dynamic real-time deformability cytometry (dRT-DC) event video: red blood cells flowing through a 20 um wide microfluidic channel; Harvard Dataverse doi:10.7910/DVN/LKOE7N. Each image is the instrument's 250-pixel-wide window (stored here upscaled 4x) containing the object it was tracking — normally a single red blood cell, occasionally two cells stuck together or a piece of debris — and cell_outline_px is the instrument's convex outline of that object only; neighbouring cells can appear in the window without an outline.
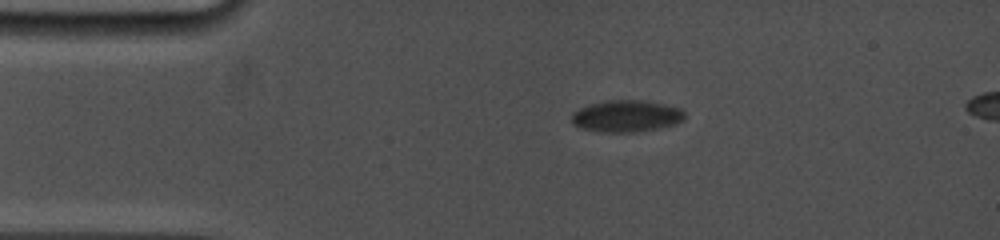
{"species": "common noctule bat (a hibernating species)", "species_latin": "Nyctalus noctula", "temperature_condition": "cold", "stored_images_in_passage": 6, "camera_frame_rate_fps": 5000, "um_per_image_px": 0.085, "animal": {"sex": "female", "body_mass_g": 19.0, "forearm_length_mm": 53.3}, "frame": {"image": 1, "passage_image": 1, "time_ms": 0.0, "image_size_px": [1000, 240], "cell_outline_px": [[684, 120], [676, 124], [636, 132], [604, 132], [580, 128], [572, 124], [572, 112], [588, 104], [604, 100], [644, 100], [664, 104], [680, 108], [684, 112]], "centroid_in_image_um": [53.22, 9.86], "position_along_channel_um": 31.8, "area_um2": 21.04}}
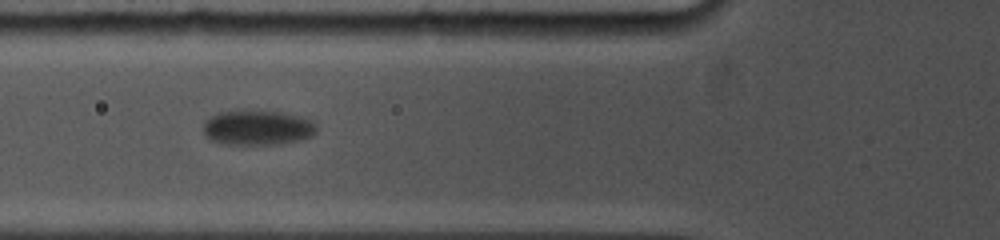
{"frame": {"image": 2, "passage_image": 5, "time_ms": 3.4, "image_size_px": [1000, 240], "cell_outline_px": [[316, 132], [312, 136], [300, 140], [280, 144], [228, 144], [212, 140], [204, 136], [204, 120], [220, 112], [244, 108], [280, 112], [300, 116], [312, 120], [316, 124]], "centroid_in_image_um": [21.89, 10.82], "position_along_channel_um": 103.9, "area_um2": 23.52}}
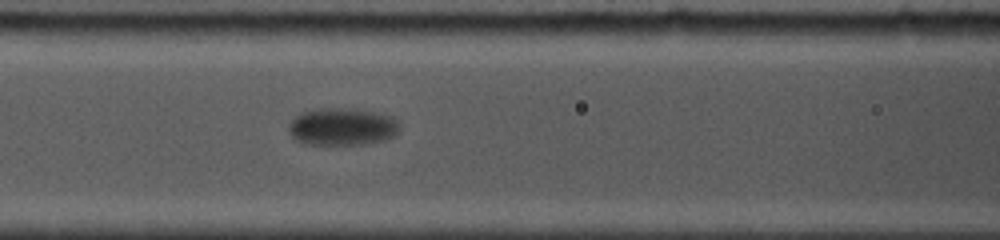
{"frame": {"image": 3, "passage_image": 6, "time_ms": 4.4, "image_size_px": [1000, 240], "cell_outline_px": [[400, 128], [392, 136], [372, 144], [300, 144], [288, 132], [288, 124], [300, 112], [316, 108], [348, 108], [376, 112], [392, 116], [396, 120]], "centroid_in_image_um": [29.04, 10.76], "position_along_channel_um": 137.6, "area_um2": 24.39}}